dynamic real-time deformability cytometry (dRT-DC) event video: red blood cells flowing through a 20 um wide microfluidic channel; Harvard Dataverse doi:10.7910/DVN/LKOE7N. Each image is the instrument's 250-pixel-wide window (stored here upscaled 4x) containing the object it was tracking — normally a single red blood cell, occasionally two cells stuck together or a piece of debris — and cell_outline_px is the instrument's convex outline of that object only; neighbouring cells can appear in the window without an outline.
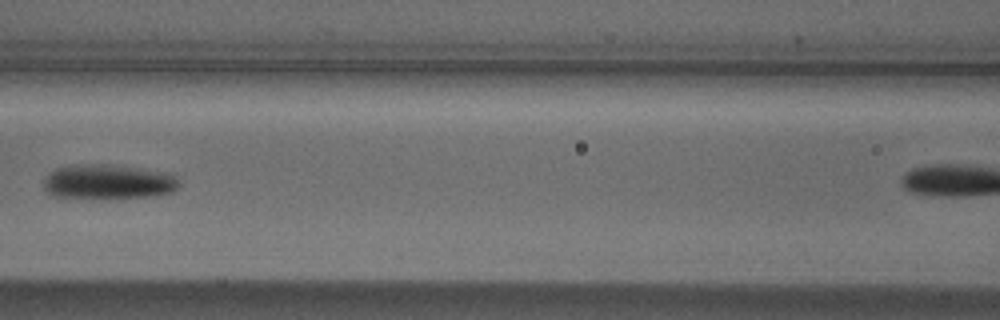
{"species": "Egyptian fruit bat (a non-hibernating species)", "species_latin": "Rousettus aegyptiacus", "temperature_condition": "cold", "stored_images_in_passage": 7, "segment_of_instrument_passage": [1, 2], "camera_frame_rate_fps": 3000, "um_per_image_px": 0.085, "animal": {"sex": "male"}, "frame": {"image": 1, "passage_image": 5, "time_ms": 1.333, "image_size_px": [1000, 320], "cell_outline_px": [[180, 184], [172, 192], [148, 196], [108, 200], [100, 200], [48, 196], [44, 188], [44, 176], [48, 172], [56, 168], [72, 164], [104, 164], [168, 172]], "centroid_in_image_um": [9.08, 15.49], "position_along_channel_um": 157.5, "area_um2": 28.15}}
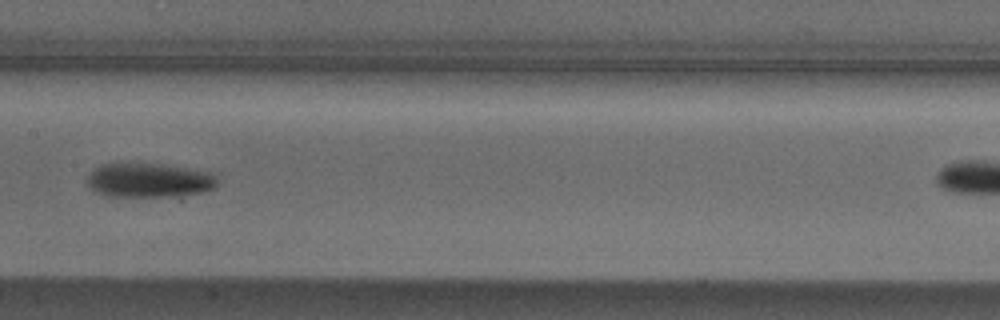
{"frame": {"image": 2, "passage_image": 6, "time_ms": 1.667, "image_size_px": [1000, 320], "cell_outline_px": [[216, 184], [212, 188], [204, 192], [172, 196], [108, 196], [96, 192], [88, 184], [88, 172], [100, 164], [160, 164], [208, 172], [216, 176]], "centroid_in_image_um": [12.62, 15.32], "position_along_channel_um": 194.8, "area_um2": 25.55}}